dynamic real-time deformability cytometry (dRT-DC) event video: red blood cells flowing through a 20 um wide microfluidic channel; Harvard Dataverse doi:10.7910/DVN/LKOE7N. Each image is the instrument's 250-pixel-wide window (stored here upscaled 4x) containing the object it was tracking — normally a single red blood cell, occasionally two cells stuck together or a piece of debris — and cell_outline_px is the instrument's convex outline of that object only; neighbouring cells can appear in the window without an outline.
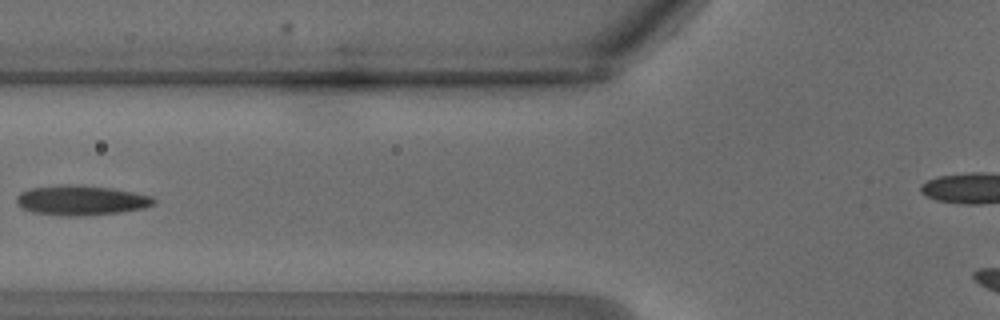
{"species": "common noctule bat (a hibernating species)", "species_latin": "Nyctalus noctula", "temperature_condition": "warm", "stored_images_in_passage": 16, "camera_frame_rate_fps": 3000, "um_per_image_px": 0.085, "animal": {"sex": "male", "body_mass_g": 18.8}, "frame": {"image": 1, "passage_image": 14, "time_ms": 4.333, "image_size_px": [1000, 320], "cell_outline_px": [[156, 200], [152, 204], [144, 208], [120, 212], [80, 216], [60, 216], [32, 212], [16, 204], [16, 196], [20, 192], [28, 188], [64, 184], [76, 184], [108, 188], [132, 192], [152, 196]], "centroid_in_image_um": [6.83, 17.02], "position_along_channel_um": 119.0, "area_um2": 23.93}}